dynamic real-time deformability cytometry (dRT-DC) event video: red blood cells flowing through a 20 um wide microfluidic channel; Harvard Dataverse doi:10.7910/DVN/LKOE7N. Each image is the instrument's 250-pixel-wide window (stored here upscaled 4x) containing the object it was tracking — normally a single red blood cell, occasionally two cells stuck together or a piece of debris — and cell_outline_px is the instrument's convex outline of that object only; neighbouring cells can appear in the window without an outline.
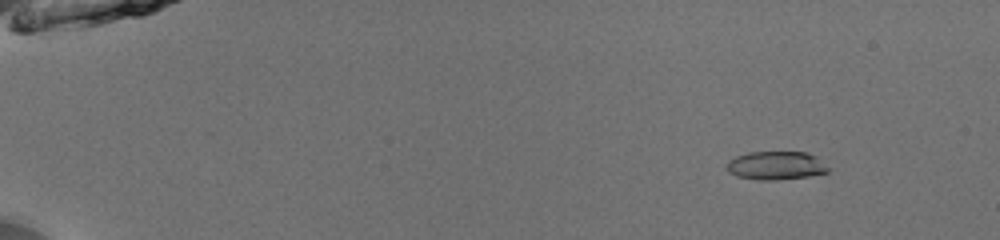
{"species": "common noctule bat (a hibernating species)", "species_latin": "Nyctalus noctula", "temperature_condition": "room temperature", "stored_images_in_passage": 9, "camera_frame_rate_fps": 3000, "um_per_image_px": 0.085, "animal": {"sex": "male", "body_mass_g": 13.0, "forearm_length_mm": 53.1}, "frame": {"image": 1, "passage_image": 6, "time_ms": 1.667, "image_size_px": [1000, 240], "cell_outline_px": [[828, 172], [808, 176], [776, 180], [760, 180], [736, 176], [728, 172], [724, 168], [724, 164], [728, 160], [736, 156], [748, 152], [808, 152], [816, 156], [828, 168]], "centroid_in_image_um": [65.88, 14.07], "position_along_channel_um": 19.1, "area_um2": 16.94}}